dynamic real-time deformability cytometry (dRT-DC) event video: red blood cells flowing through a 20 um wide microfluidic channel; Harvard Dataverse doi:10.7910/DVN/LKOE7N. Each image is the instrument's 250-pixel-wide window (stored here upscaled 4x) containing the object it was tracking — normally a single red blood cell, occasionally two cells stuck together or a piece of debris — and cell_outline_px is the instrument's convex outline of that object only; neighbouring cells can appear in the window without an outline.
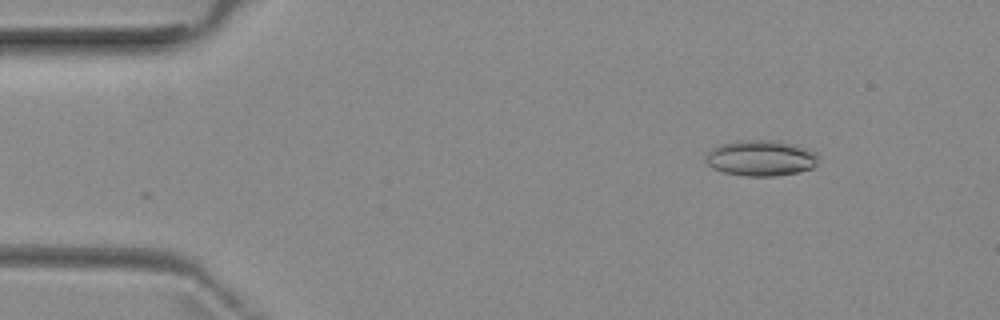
{"species": "common noctule bat (a hibernating species)", "species_latin": "Nyctalus noctula", "temperature_condition": "room temperature", "stored_images_in_passage": 4, "camera_frame_rate_fps": 3000, "um_per_image_px": 0.085, "animal": {"sex": "female", "body_mass_g": 29.2, "forearm_length_mm": 56.3}, "frame": {"image": 1, "passage_image": 1, "time_ms": 0.0, "image_size_px": [1000, 320], "cell_outline_px": [[820, 156], [816, 164], [812, 168], [800, 172], [776, 176], [744, 176], [724, 172], [712, 168], [708, 164], [708, 152], [712, 148], [720, 144], [740, 140], [776, 140], [796, 144], [808, 148], [816, 152]], "centroid_in_image_um": [64.74, 13.43], "position_along_channel_um": 20.3, "area_um2": 23.7}}